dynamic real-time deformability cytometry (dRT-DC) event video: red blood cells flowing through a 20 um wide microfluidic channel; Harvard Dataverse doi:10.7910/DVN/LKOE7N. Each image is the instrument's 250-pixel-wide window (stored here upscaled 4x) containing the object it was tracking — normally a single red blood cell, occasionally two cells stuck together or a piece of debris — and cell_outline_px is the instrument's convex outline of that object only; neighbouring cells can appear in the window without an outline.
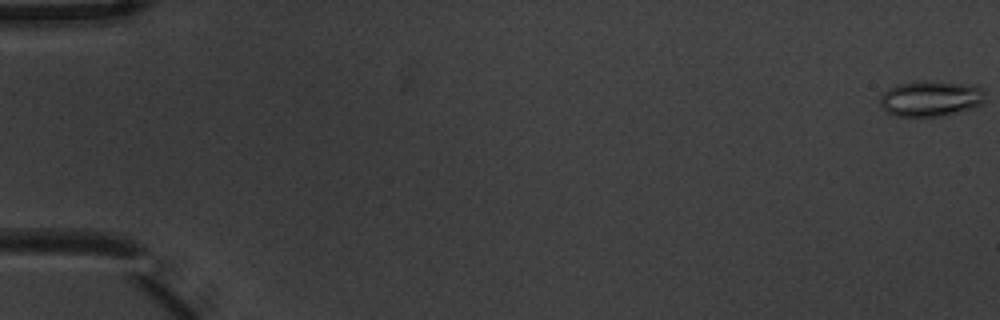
{"species": "common noctule bat (a hibernating species)", "species_latin": "Nyctalus noctula", "temperature_condition": "warm", "stored_images_in_passage": 6, "camera_frame_rate_fps": 3000, "um_per_image_px": 0.085, "animal": {"sex": "male", "body_mass_g": 20.1, "forearm_length_mm": 53.5}, "frame": {"image": 1, "passage_image": 1, "time_ms": 0.0, "image_size_px": [1000, 320], "cell_outline_px": [[984, 100], [980, 104], [972, 108], [944, 116], [896, 116], [888, 112], [880, 104], [880, 96], [884, 92], [896, 84], [976, 84], [984, 88]], "centroid_in_image_um": [79.14, 8.43], "position_along_channel_um": 5.9, "area_um2": 20.92}}
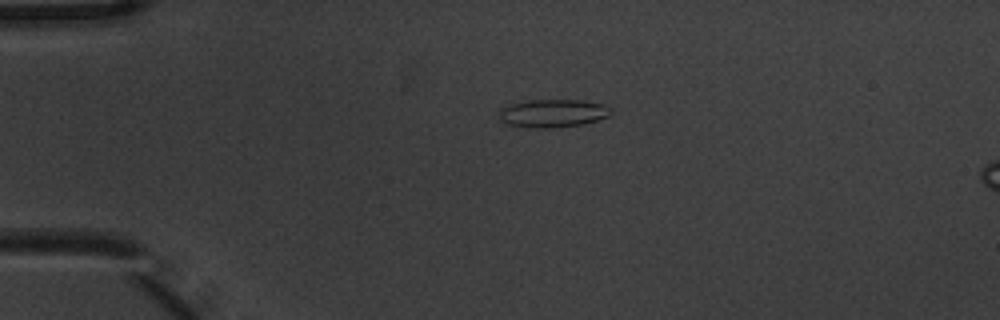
{"frame": {"image": 2, "passage_image": 4, "time_ms": 1.0, "image_size_px": [1000, 320], "cell_outline_px": [[612, 112], [608, 116], [584, 124], [556, 128], [528, 128], [508, 124], [500, 120], [500, 108], [512, 104], [532, 100], [580, 100], [604, 104], [612, 108]], "centroid_in_image_um": [47.02, 9.64], "position_along_channel_um": 38.0, "area_um2": 18.32}}